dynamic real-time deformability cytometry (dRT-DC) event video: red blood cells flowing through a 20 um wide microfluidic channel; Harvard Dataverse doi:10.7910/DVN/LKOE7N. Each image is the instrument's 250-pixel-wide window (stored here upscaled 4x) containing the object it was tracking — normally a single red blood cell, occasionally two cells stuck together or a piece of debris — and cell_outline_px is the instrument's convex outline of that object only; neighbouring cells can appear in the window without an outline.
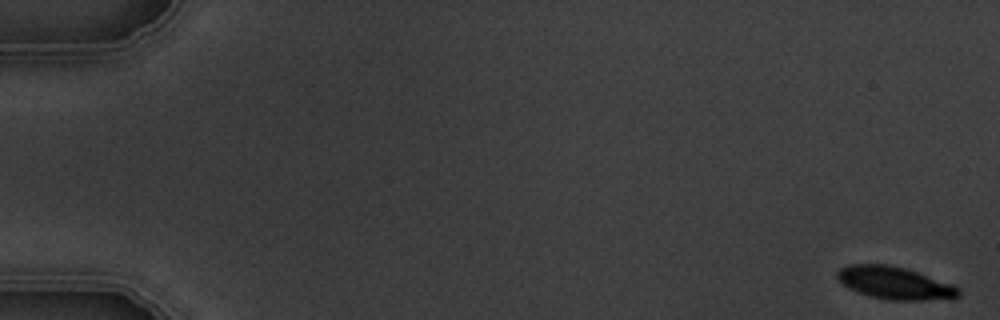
{"species": "common noctule bat (a hibernating species)", "species_latin": "Nyctalus noctula", "temperature_condition": "warm", "stored_images_in_passage": 5, "camera_frame_rate_fps": 3000, "um_per_image_px": 0.085, "animal": {"sex": "male", "body_mass_g": 19.5, "forearm_length_mm": 54.6}, "frame": {"image": 1, "passage_image": 1, "time_ms": 0.0, "image_size_px": [1000, 320], "cell_outline_px": [[960, 296], [952, 300], [892, 300], [868, 296], [848, 288], [836, 276], [836, 272], [840, 268], [848, 264], [884, 264], [904, 268], [952, 284], [960, 288]], "centroid_in_image_um": [76.08, 24.07], "position_along_channel_um": 8.9, "area_um2": 23.06}}
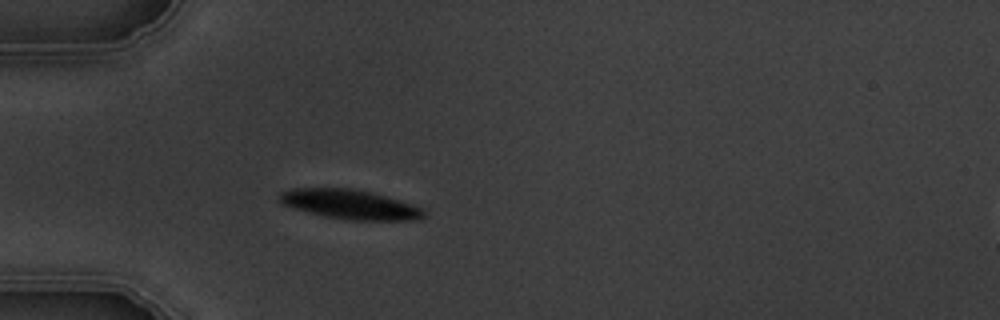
{"frame": {"image": 2, "passage_image": 5, "time_ms": 5.333, "image_size_px": [1000, 320], "cell_outline_px": [[428, 216], [420, 220], [348, 220], [324, 216], [296, 208], [284, 204], [280, 200], [280, 192], [292, 188], [352, 188], [372, 192], [400, 200], [424, 208], [428, 212]], "centroid_in_image_um": [29.86, 17.38], "position_along_channel_um": 55.1, "area_um2": 24.91}}